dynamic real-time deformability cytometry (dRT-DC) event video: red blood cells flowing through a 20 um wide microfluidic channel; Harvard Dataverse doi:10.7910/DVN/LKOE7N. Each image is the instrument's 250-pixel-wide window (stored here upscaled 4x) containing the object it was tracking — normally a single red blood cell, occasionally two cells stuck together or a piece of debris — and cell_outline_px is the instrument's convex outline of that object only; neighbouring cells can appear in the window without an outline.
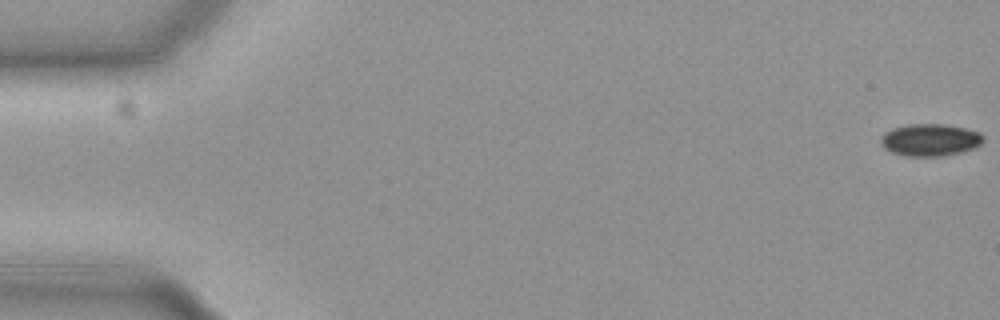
{"species": "common noctule bat (a hibernating species)", "species_latin": "Nyctalus noctula", "temperature_condition": "cold", "stored_images_in_passage": 13, "camera_frame_rate_fps": 3000, "um_per_image_px": 0.085, "animal": {"sex": "female", "body_mass_g": 19.3, "forearm_length_mm": 54.1}, "frame": {"image": 1, "passage_image": 1, "time_ms": 0.0, "image_size_px": [1000, 320], "cell_outline_px": [[984, 140], [980, 144], [972, 148], [960, 152], [940, 156], [908, 156], [892, 152], [884, 148], [880, 144], [880, 140], [884, 132], [892, 128], [908, 124], [944, 124], [964, 128], [980, 132], [984, 136]], "centroid_in_image_um": [79.04, 11.88], "position_along_channel_um": 6.0, "area_um2": 19.19}}